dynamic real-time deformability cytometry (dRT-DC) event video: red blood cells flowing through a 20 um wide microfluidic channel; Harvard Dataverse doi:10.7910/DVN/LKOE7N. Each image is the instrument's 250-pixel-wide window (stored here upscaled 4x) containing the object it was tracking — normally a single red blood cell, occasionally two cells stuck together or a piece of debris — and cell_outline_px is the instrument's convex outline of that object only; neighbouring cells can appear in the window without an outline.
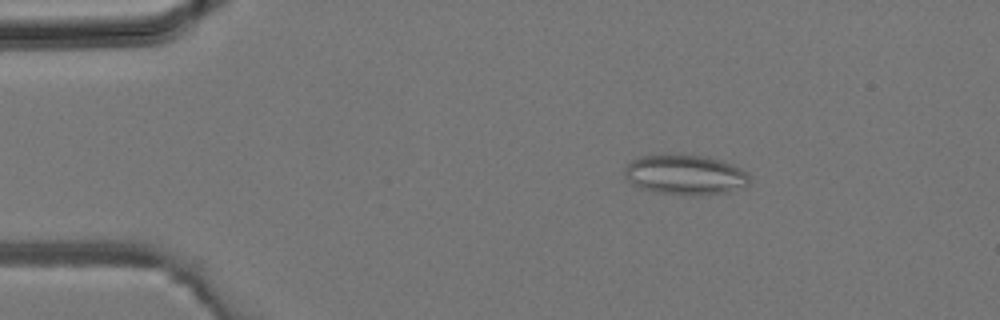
{"species": "common noctule bat (a hibernating species)", "species_latin": "Nyctalus noctula", "temperature_condition": "room temperature", "stored_images_in_passage": 38, "camera_frame_rate_fps": 3000, "um_per_image_px": 0.085, "animal": {"sex": "male", "body_mass_g": 19.2, "forearm_length_mm": 51.8}, "frame": {"image": 1, "passage_image": 6, "time_ms": 1.667, "image_size_px": [1000, 320], "cell_outline_px": [[752, 180], [748, 184], [728, 192], [660, 192], [644, 188], [632, 184], [628, 180], [624, 172], [624, 168], [632, 160], [644, 156], [680, 152], [700, 156], [716, 160], [728, 164], [748, 172], [752, 176]], "centroid_in_image_um": [58.22, 14.78], "position_along_channel_um": 26.8, "area_um2": 28.09}}
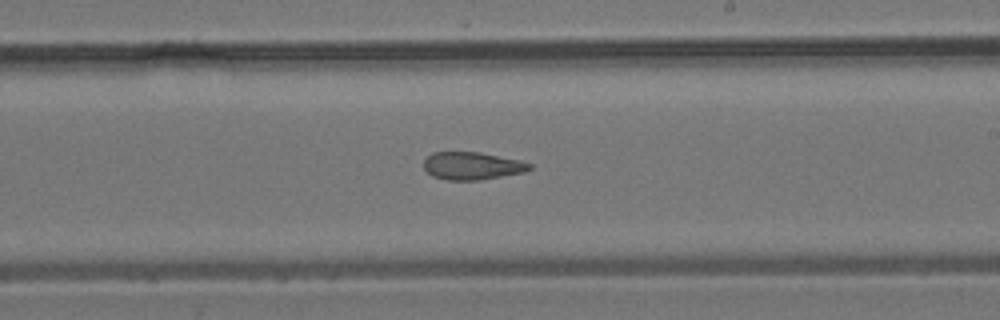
{"frame": {"image": 2, "passage_image": 22, "time_ms": 7.0, "image_size_px": [1000, 320], "cell_outline_px": [[532, 168], [524, 172], [476, 180], [448, 180], [432, 176], [424, 168], [424, 160], [432, 152], [480, 152], [520, 160], [532, 164]], "centroid_in_image_um": [40.12, 14.09], "position_along_channel_um": 248.9, "area_um2": 16.94}}
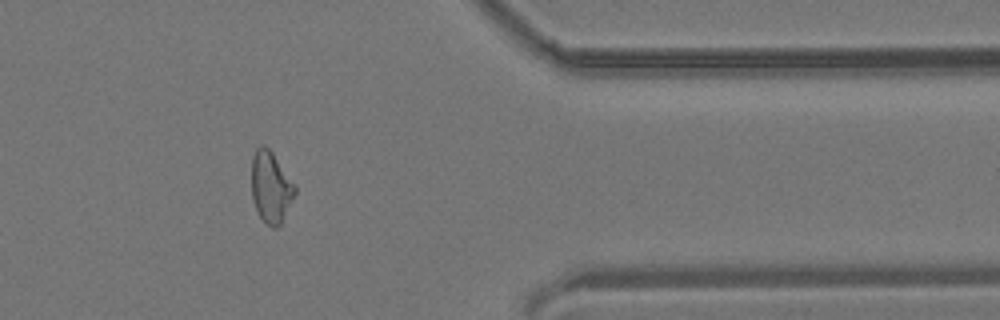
{"frame": {"image": 3, "passage_image": 31, "time_ms": 10.0, "image_size_px": [1000, 320], "cell_outline_px": [[296, 192], [280, 224], [276, 228], [272, 228], [260, 216], [252, 200], [252, 156], [256, 148], [260, 144], [264, 144], [272, 152], [296, 184]], "centroid_in_image_um": [23.02, 15.86], "position_along_channel_um": 388.4, "area_um2": 17.98}}